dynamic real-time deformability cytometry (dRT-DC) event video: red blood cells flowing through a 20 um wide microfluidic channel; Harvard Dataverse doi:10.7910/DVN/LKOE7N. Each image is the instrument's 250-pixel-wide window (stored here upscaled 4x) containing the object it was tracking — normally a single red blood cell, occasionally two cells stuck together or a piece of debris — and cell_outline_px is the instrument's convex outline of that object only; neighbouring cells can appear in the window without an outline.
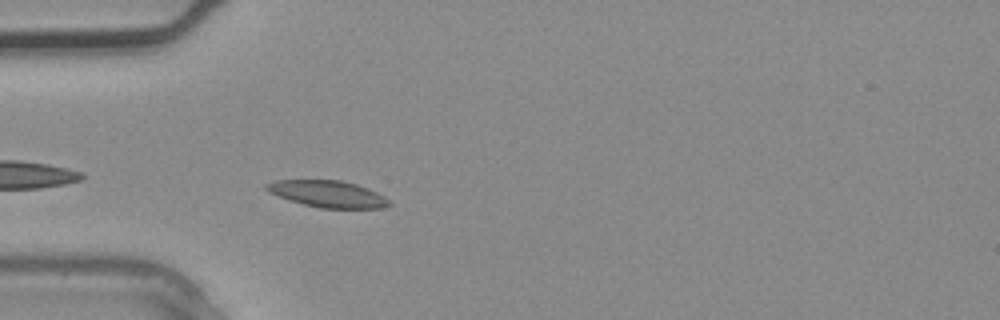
{"species": "common noctule bat (a hibernating species)", "species_latin": "Nyctalus noctula", "temperature_condition": "warm", "stored_images_in_passage": 1, "camera_frame_rate_fps": 3000, "um_per_image_px": 0.085, "animal": {"sex": "male", "body_mass_g": 20.4}, "frame": {"image": 1, "passage_image": 1, "time_ms": 0.0, "image_size_px": [1000, 320], "cell_outline_px": [[392, 204], [380, 208], [320, 208], [304, 204], [268, 192], [264, 188], [264, 184], [276, 180], [340, 180], [356, 184], [368, 188], [384, 196]], "centroid_in_image_um": [27.86, 16.47], "position_along_channel_um": 57.1, "area_um2": 18.9}}